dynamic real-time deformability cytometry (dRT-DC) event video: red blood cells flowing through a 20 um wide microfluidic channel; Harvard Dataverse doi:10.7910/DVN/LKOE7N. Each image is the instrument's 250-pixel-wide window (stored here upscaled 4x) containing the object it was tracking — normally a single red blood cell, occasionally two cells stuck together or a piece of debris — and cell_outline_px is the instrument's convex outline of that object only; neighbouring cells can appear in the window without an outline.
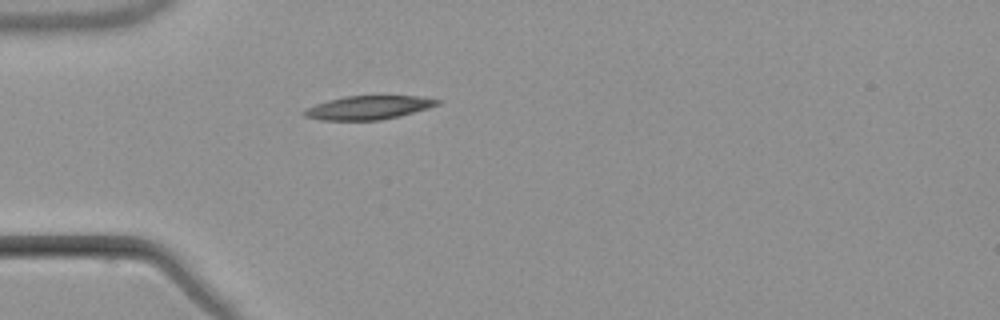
{"species": "common noctule bat (a hibernating species)", "species_latin": "Nyctalus noctula", "temperature_condition": "warm", "stored_images_in_passage": 6, "camera_frame_rate_fps": 3000, "um_per_image_px": 0.085, "animal": {"sex": "male", "body_mass_g": 21.5, "forearm_length_mm": 52.0}, "frame": {"image": 1, "passage_image": 6, "time_ms": 6.667, "image_size_px": [1000, 320], "cell_outline_px": [[440, 104], [428, 108], [400, 116], [380, 120], [320, 120], [304, 116], [300, 112], [304, 108], [328, 100], [344, 96], [416, 96], [440, 100]], "centroid_in_image_um": [31.26, 9.15], "position_along_channel_um": 53.7, "area_um2": 18.38}}